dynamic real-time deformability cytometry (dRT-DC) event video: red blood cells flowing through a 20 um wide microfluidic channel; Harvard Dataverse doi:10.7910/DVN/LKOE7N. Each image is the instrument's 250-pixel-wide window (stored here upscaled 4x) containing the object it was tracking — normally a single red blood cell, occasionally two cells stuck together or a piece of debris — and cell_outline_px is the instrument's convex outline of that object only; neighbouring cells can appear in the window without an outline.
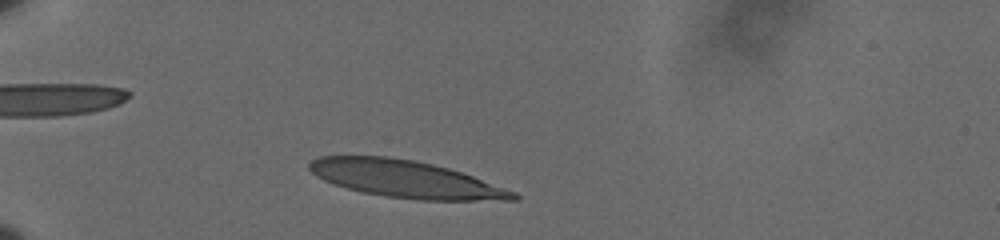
{"species": "human", "species_latin": "Homo sapiens", "temperature_condition": "cold", "stored_images_in_passage": 41, "camera_frame_rate_fps": 3000, "um_per_image_px": 0.085, "donor": {"sex": "male"}, "frame": {"image": 1, "passage_image": 4, "time_ms": 1.0, "image_size_px": [1000, 240], "cell_outline_px": [[520, 200], [420, 200], [384, 196], [364, 192], [348, 188], [324, 180], [316, 176], [308, 168], [308, 164], [312, 160], [320, 156], [384, 156], [416, 160], [448, 168], [472, 176], [516, 192], [520, 196]], "centroid_in_image_um": [34.49, 15.22], "position_along_channel_um": 50.5, "area_um2": 43.81}}
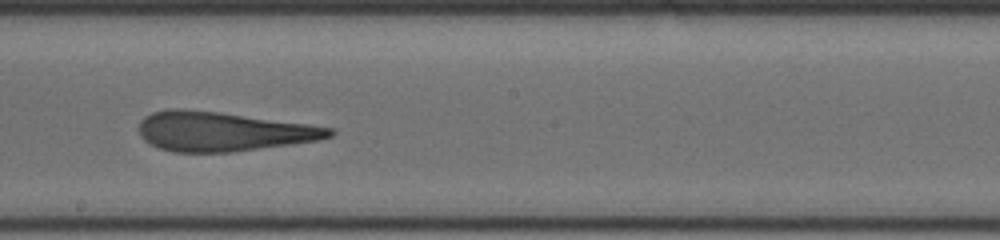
{"frame": {"image": 2, "passage_image": 22, "time_ms": 7.0, "image_size_px": [1000, 240], "cell_outline_px": [[336, 132], [332, 136], [320, 140], [232, 152], [172, 152], [148, 144], [140, 136], [140, 120], [144, 116], [152, 112], [168, 108], [180, 108], [220, 112], [308, 124], [332, 128]], "centroid_in_image_um": [18.91, 11.17], "position_along_channel_um": 229.3, "area_um2": 43.81}}
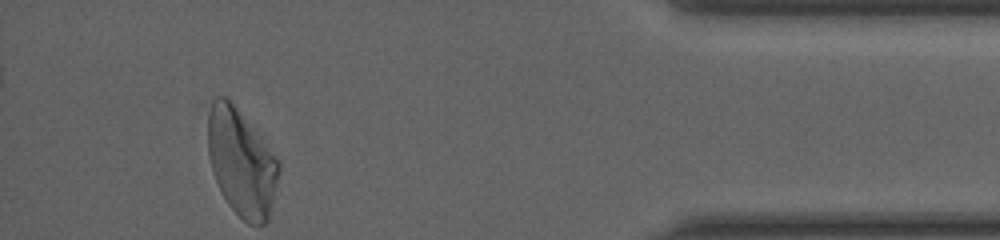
{"frame": {"image": 3, "passage_image": 41, "time_ms": 13.333, "image_size_px": [1000, 240], "cell_outline_px": [[280, 168], [268, 220], [264, 224], [248, 224], [228, 204], [212, 172], [208, 152], [208, 112], [212, 100], [216, 96], [224, 96], [232, 104], [280, 160]], "centroid_in_image_um": [20.51, 13.82], "position_along_channel_um": 414.7, "area_um2": 43.47}, "authors_computed_cell_mechanics": {"area_um2": 43.8702, "velocity_mm_per_s": 3.5917, "shape_relaxation_time_tau1_ms": 7.5468, "shape_relaxation_time_tau2_ms": 1.5704, "deformation_change_tau1": 0.2574, "deformation_change_tau2": 0.1355}}